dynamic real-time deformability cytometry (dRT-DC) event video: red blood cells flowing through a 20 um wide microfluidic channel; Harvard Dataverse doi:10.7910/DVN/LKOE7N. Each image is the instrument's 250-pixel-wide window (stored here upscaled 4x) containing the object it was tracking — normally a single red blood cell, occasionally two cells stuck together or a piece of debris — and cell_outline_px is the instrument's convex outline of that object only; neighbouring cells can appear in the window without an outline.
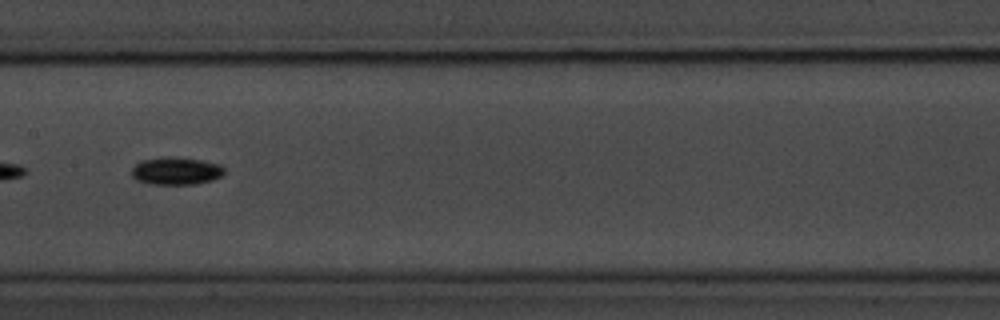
{"species": "common noctule bat (a hibernating species)", "species_latin": "Nyctalus noctula", "temperature_condition": "room temperature", "stored_images_in_passage": 56, "segment_of_instrument_passage": [2, 2], "camera_frame_rate_fps": 3000, "um_per_image_px": 0.085, "animal": {"sex": "male", "body_mass_g": 20.1, "forearm_length_mm": 53.5}, "frame": {"image": 1, "passage_image": 28, "time_ms": 9.0, "image_size_px": [1000, 320], "cell_outline_px": [[224, 172], [220, 176], [212, 180], [196, 184], [152, 184], [136, 180], [132, 176], [132, 168], [140, 160], [160, 156], [176, 156], [204, 160], [220, 164], [224, 168]], "centroid_in_image_um": [14.95, 14.5], "position_along_channel_um": 192.4, "area_um2": 15.2}}
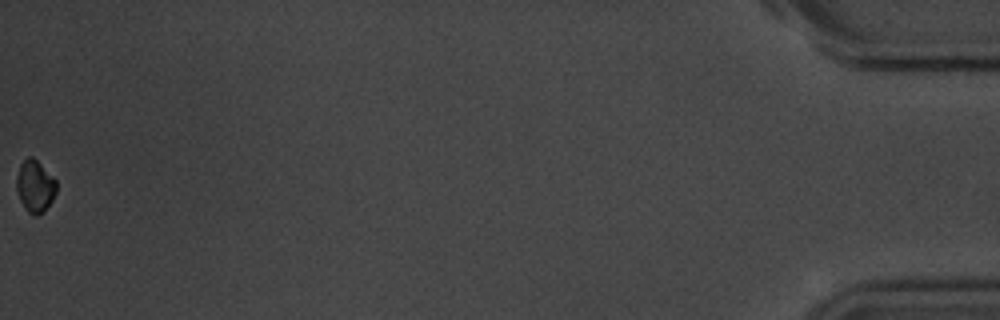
{"frame": {"image": 2, "passage_image": 56, "time_ms": 18.333, "image_size_px": [1000, 320], "cell_outline_px": [[56, 192], [52, 200], [44, 212], [36, 216], [28, 212], [24, 208], [20, 200], [16, 188], [16, 176], [20, 164], [28, 156], [32, 156], [56, 180]], "centroid_in_image_um": [2.96, 15.84], "position_along_channel_um": 432.2, "area_um2": 12.08}}